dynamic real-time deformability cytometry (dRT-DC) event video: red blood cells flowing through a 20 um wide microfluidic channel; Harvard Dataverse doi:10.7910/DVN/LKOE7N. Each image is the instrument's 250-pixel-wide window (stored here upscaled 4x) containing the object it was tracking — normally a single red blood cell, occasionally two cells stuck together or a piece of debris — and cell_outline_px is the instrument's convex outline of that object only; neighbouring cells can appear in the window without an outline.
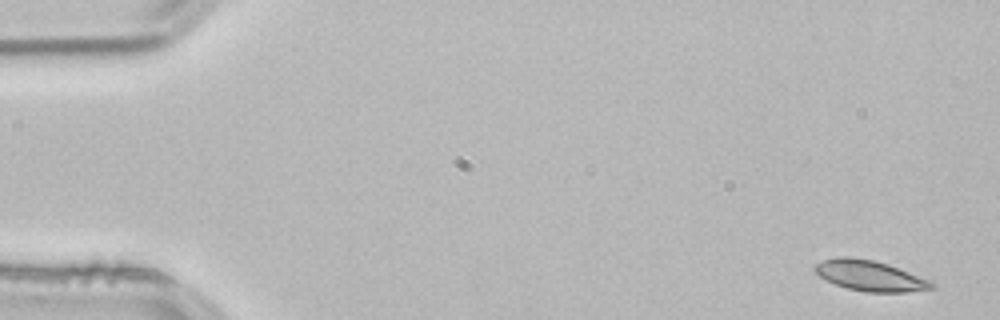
{"species": "common noctule bat (a hibernating species)", "species_latin": "Nyctalus noctula", "temperature_condition": "room temperature", "stored_images_in_passage": 52, "camera_frame_rate_fps": 3000, "um_per_image_px": 0.085, "animal": {"sex": "male", "body_mass_g": 21.5, "forearm_length_mm": 52.0}, "frame": {"image": 1, "passage_image": 1, "time_ms": 0.0, "image_size_px": [1000, 320], "cell_outline_px": [[936, 288], [908, 292], [864, 292], [848, 288], [836, 284], [820, 276], [812, 268], [816, 264], [824, 260], [836, 256], [848, 256], [872, 260], [888, 264], [928, 280], [936, 284]], "centroid_in_image_um": [73.94, 23.43], "position_along_channel_um": 11.1, "area_um2": 20.58}}
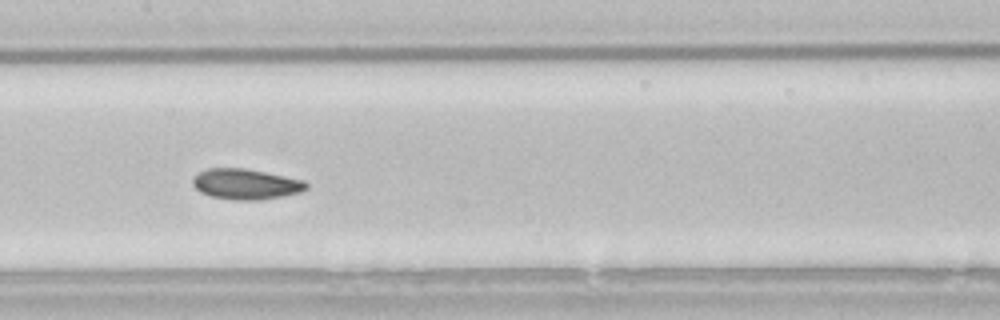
{"frame": {"image": 2, "passage_image": 25, "time_ms": 8.0, "image_size_px": [1000, 320], "cell_outline_px": [[308, 188], [300, 192], [260, 200], [232, 200], [212, 196], [200, 192], [192, 184], [192, 176], [196, 172], [208, 168], [244, 168], [304, 180], [308, 184]], "centroid_in_image_um": [20.84, 15.64], "position_along_channel_um": 186.6, "area_um2": 20.23}}
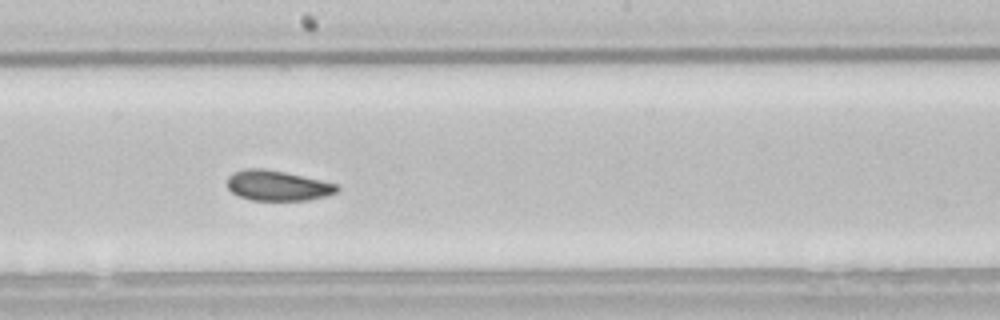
{"frame": {"image": 3, "passage_image": 28, "time_ms": 9.0, "image_size_px": [1000, 320], "cell_outline_px": [[340, 188], [336, 192], [328, 196], [308, 200], [252, 200], [240, 196], [232, 192], [228, 188], [228, 176], [232, 172], [244, 168], [264, 168], [284, 172], [320, 180], [336, 184]], "centroid_in_image_um": [23.58, 15.77], "position_along_channel_um": 224.6, "area_um2": 19.31}, "authors_computed_cell_mechanics": {"area_um2": 20.1144, "velocity_mm_per_s": 3.8138, "shape_relaxation_time_tau1_ms": 3.0446, "shape_relaxation_time_tau2_ms": 4.6771, "deformation_change_tau1": 0.0681, "deformation_change_tau2": 0.0742}}